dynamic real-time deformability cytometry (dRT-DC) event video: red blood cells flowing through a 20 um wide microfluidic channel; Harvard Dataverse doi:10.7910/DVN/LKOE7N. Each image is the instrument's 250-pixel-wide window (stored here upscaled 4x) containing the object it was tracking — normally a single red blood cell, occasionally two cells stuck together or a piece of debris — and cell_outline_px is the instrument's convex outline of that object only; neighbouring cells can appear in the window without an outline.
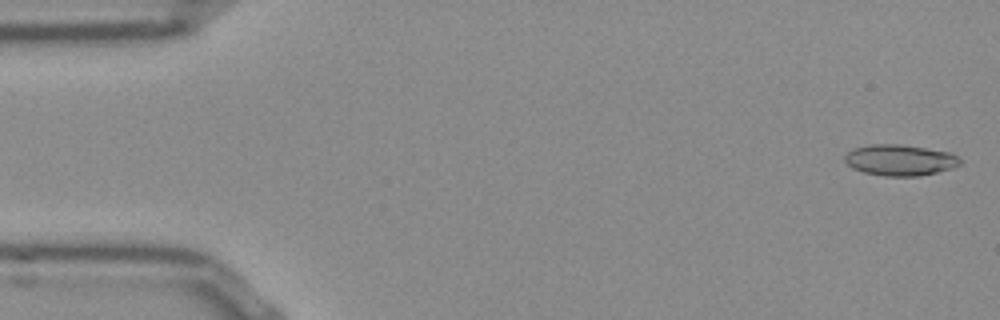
{"species": "Egyptian fruit bat (a non-hibernating species)", "species_latin": "Rousettus aegyptiacus", "temperature_condition": "room temperature", "stored_images_in_passage": 52, "camera_frame_rate_fps": 3000, "um_per_image_px": 0.085, "frame": {"image": 1, "passage_image": 1, "time_ms": 0.0, "image_size_px": [1000, 320], "cell_outline_px": [[960, 164], [952, 168], [936, 172], [916, 176], [884, 176], [864, 172], [852, 168], [844, 160], [844, 156], [852, 148], [868, 144], [900, 144], [948, 152], [956, 156], [960, 160]], "centroid_in_image_um": [76.44, 13.6], "position_along_channel_um": 8.6, "area_um2": 20.69}}
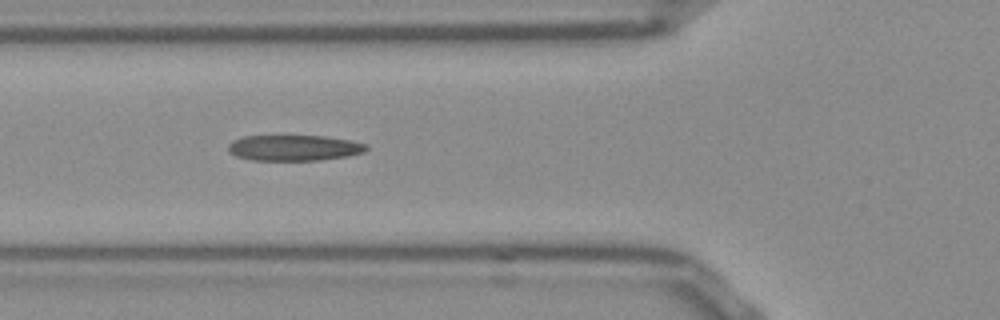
{"frame": {"image": 2, "passage_image": 18, "time_ms": 5.667, "image_size_px": [1000, 320], "cell_outline_px": [[368, 148], [364, 152], [348, 156], [320, 160], [252, 160], [236, 156], [228, 148], [228, 144], [232, 140], [244, 136], [284, 132], [328, 136], [352, 140], [368, 144]], "centroid_in_image_um": [25.0, 12.5], "position_along_channel_um": 100.8, "area_um2": 22.02}}
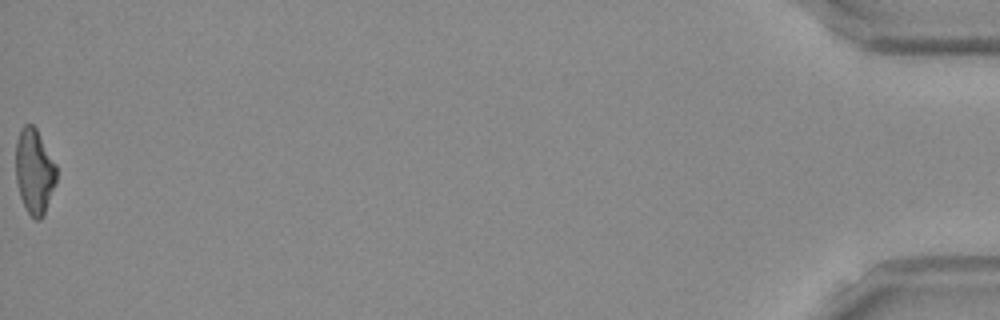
{"frame": {"image": 3, "passage_image": 52, "time_ms": 17.0, "image_size_px": [1000, 320], "cell_outline_px": [[56, 180], [44, 216], [40, 220], [36, 220], [28, 212], [20, 196], [16, 180], [16, 140], [20, 128], [24, 124], [32, 124], [36, 128], [56, 164]], "centroid_in_image_um": [2.91, 14.55], "position_along_channel_um": 432.3, "area_um2": 20.11}, "authors_computed_cell_mechanics": {"area_um2": 20.9236, "velocity_mm_per_s": 3.8603, "shape_relaxation_time_tau1_ms": null, "shape_relaxation_time_tau2_ms": 1.8026, "deformation_change_tau1": null, "deformation_change_tau2": 0.1148}}